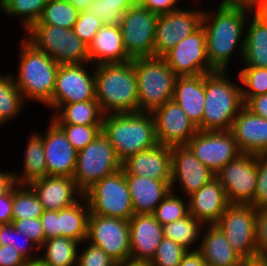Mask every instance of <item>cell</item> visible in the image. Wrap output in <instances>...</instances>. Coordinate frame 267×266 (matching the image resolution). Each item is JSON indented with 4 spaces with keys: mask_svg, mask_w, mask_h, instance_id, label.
<instances>
[{
    "mask_svg": "<svg viewBox=\"0 0 267 266\" xmlns=\"http://www.w3.org/2000/svg\"><path fill=\"white\" fill-rule=\"evenodd\" d=\"M262 255H263V256L265 257V259L267 260V251L264 252Z\"/></svg>",
    "mask_w": 267,
    "mask_h": 266,
    "instance_id": "cell-65",
    "label": "cell"
},
{
    "mask_svg": "<svg viewBox=\"0 0 267 266\" xmlns=\"http://www.w3.org/2000/svg\"><path fill=\"white\" fill-rule=\"evenodd\" d=\"M152 114L158 144L183 146L198 132V128L174 100L165 102Z\"/></svg>",
    "mask_w": 267,
    "mask_h": 266,
    "instance_id": "cell-18",
    "label": "cell"
},
{
    "mask_svg": "<svg viewBox=\"0 0 267 266\" xmlns=\"http://www.w3.org/2000/svg\"><path fill=\"white\" fill-rule=\"evenodd\" d=\"M14 236H16V238ZM17 236L24 238L23 244L24 242L27 241L26 244L31 242L33 246L35 245L30 238L26 237V235H23L22 232L17 231L12 223L0 225V245L12 246L27 261L39 259L38 256L37 257L28 256L29 255L28 253L30 252L31 248L33 249V246L32 245L26 246V244L22 245V243L19 242V240L17 239L18 238Z\"/></svg>",
    "mask_w": 267,
    "mask_h": 266,
    "instance_id": "cell-46",
    "label": "cell"
},
{
    "mask_svg": "<svg viewBox=\"0 0 267 266\" xmlns=\"http://www.w3.org/2000/svg\"><path fill=\"white\" fill-rule=\"evenodd\" d=\"M22 42L19 75L16 80L14 78L15 85L24 100L30 98L52 108V93L60 65L26 39Z\"/></svg>",
    "mask_w": 267,
    "mask_h": 266,
    "instance_id": "cell-5",
    "label": "cell"
},
{
    "mask_svg": "<svg viewBox=\"0 0 267 266\" xmlns=\"http://www.w3.org/2000/svg\"><path fill=\"white\" fill-rule=\"evenodd\" d=\"M16 185L15 173L0 172V196L7 194Z\"/></svg>",
    "mask_w": 267,
    "mask_h": 266,
    "instance_id": "cell-57",
    "label": "cell"
},
{
    "mask_svg": "<svg viewBox=\"0 0 267 266\" xmlns=\"http://www.w3.org/2000/svg\"><path fill=\"white\" fill-rule=\"evenodd\" d=\"M46 4V0H0V8L5 13L25 15L26 31L39 20Z\"/></svg>",
    "mask_w": 267,
    "mask_h": 266,
    "instance_id": "cell-39",
    "label": "cell"
},
{
    "mask_svg": "<svg viewBox=\"0 0 267 266\" xmlns=\"http://www.w3.org/2000/svg\"><path fill=\"white\" fill-rule=\"evenodd\" d=\"M203 224L191 214L163 226L164 237L178 243L189 251V245L194 243Z\"/></svg>",
    "mask_w": 267,
    "mask_h": 266,
    "instance_id": "cell-37",
    "label": "cell"
},
{
    "mask_svg": "<svg viewBox=\"0 0 267 266\" xmlns=\"http://www.w3.org/2000/svg\"><path fill=\"white\" fill-rule=\"evenodd\" d=\"M173 100L198 128L202 124L205 101V74L177 77Z\"/></svg>",
    "mask_w": 267,
    "mask_h": 266,
    "instance_id": "cell-28",
    "label": "cell"
},
{
    "mask_svg": "<svg viewBox=\"0 0 267 266\" xmlns=\"http://www.w3.org/2000/svg\"><path fill=\"white\" fill-rule=\"evenodd\" d=\"M77 152L85 148L101 133L102 125L57 124Z\"/></svg>",
    "mask_w": 267,
    "mask_h": 266,
    "instance_id": "cell-43",
    "label": "cell"
},
{
    "mask_svg": "<svg viewBox=\"0 0 267 266\" xmlns=\"http://www.w3.org/2000/svg\"><path fill=\"white\" fill-rule=\"evenodd\" d=\"M162 57L178 77L198 76L215 71L207 58L203 26L178 42Z\"/></svg>",
    "mask_w": 267,
    "mask_h": 266,
    "instance_id": "cell-15",
    "label": "cell"
},
{
    "mask_svg": "<svg viewBox=\"0 0 267 266\" xmlns=\"http://www.w3.org/2000/svg\"><path fill=\"white\" fill-rule=\"evenodd\" d=\"M203 12L177 8L158 16L154 37V56L162 57L182 39L202 26Z\"/></svg>",
    "mask_w": 267,
    "mask_h": 266,
    "instance_id": "cell-16",
    "label": "cell"
},
{
    "mask_svg": "<svg viewBox=\"0 0 267 266\" xmlns=\"http://www.w3.org/2000/svg\"><path fill=\"white\" fill-rule=\"evenodd\" d=\"M131 6L128 0H93L88 11L100 18L103 25H119L123 13Z\"/></svg>",
    "mask_w": 267,
    "mask_h": 266,
    "instance_id": "cell-40",
    "label": "cell"
},
{
    "mask_svg": "<svg viewBox=\"0 0 267 266\" xmlns=\"http://www.w3.org/2000/svg\"><path fill=\"white\" fill-rule=\"evenodd\" d=\"M255 15L267 20V0H257Z\"/></svg>",
    "mask_w": 267,
    "mask_h": 266,
    "instance_id": "cell-61",
    "label": "cell"
},
{
    "mask_svg": "<svg viewBox=\"0 0 267 266\" xmlns=\"http://www.w3.org/2000/svg\"><path fill=\"white\" fill-rule=\"evenodd\" d=\"M21 266H44V265L39 259H37V260H32V261H26Z\"/></svg>",
    "mask_w": 267,
    "mask_h": 266,
    "instance_id": "cell-63",
    "label": "cell"
},
{
    "mask_svg": "<svg viewBox=\"0 0 267 266\" xmlns=\"http://www.w3.org/2000/svg\"><path fill=\"white\" fill-rule=\"evenodd\" d=\"M88 55L90 62H96V66L132 60L125 51L119 25H104L88 46Z\"/></svg>",
    "mask_w": 267,
    "mask_h": 266,
    "instance_id": "cell-27",
    "label": "cell"
},
{
    "mask_svg": "<svg viewBox=\"0 0 267 266\" xmlns=\"http://www.w3.org/2000/svg\"><path fill=\"white\" fill-rule=\"evenodd\" d=\"M86 205L84 208L80 201L74 205L60 209L58 211V224L61 231V237L71 238L79 243L87 241V227L89 216V204L87 199L82 196Z\"/></svg>",
    "mask_w": 267,
    "mask_h": 266,
    "instance_id": "cell-31",
    "label": "cell"
},
{
    "mask_svg": "<svg viewBox=\"0 0 267 266\" xmlns=\"http://www.w3.org/2000/svg\"><path fill=\"white\" fill-rule=\"evenodd\" d=\"M100 247L118 264L130 261L129 220L89 214L87 241Z\"/></svg>",
    "mask_w": 267,
    "mask_h": 266,
    "instance_id": "cell-11",
    "label": "cell"
},
{
    "mask_svg": "<svg viewBox=\"0 0 267 266\" xmlns=\"http://www.w3.org/2000/svg\"><path fill=\"white\" fill-rule=\"evenodd\" d=\"M23 174L20 177L15 174L17 184H28L35 179L47 176L44 145L39 134L33 135L27 144Z\"/></svg>",
    "mask_w": 267,
    "mask_h": 266,
    "instance_id": "cell-34",
    "label": "cell"
},
{
    "mask_svg": "<svg viewBox=\"0 0 267 266\" xmlns=\"http://www.w3.org/2000/svg\"><path fill=\"white\" fill-rule=\"evenodd\" d=\"M188 214L189 207L184 205L183 200L179 196H175L173 191H170L158 204L152 215L162 226H164L182 219Z\"/></svg>",
    "mask_w": 267,
    "mask_h": 266,
    "instance_id": "cell-42",
    "label": "cell"
},
{
    "mask_svg": "<svg viewBox=\"0 0 267 266\" xmlns=\"http://www.w3.org/2000/svg\"><path fill=\"white\" fill-rule=\"evenodd\" d=\"M35 193L44 210L59 211L74 205L75 192L83 196L75 180L69 176L47 175L27 184Z\"/></svg>",
    "mask_w": 267,
    "mask_h": 266,
    "instance_id": "cell-21",
    "label": "cell"
},
{
    "mask_svg": "<svg viewBox=\"0 0 267 266\" xmlns=\"http://www.w3.org/2000/svg\"><path fill=\"white\" fill-rule=\"evenodd\" d=\"M122 169L125 175L171 181V146L157 144L153 148L140 151L123 161Z\"/></svg>",
    "mask_w": 267,
    "mask_h": 266,
    "instance_id": "cell-24",
    "label": "cell"
},
{
    "mask_svg": "<svg viewBox=\"0 0 267 266\" xmlns=\"http://www.w3.org/2000/svg\"><path fill=\"white\" fill-rule=\"evenodd\" d=\"M83 196L89 204V214L125 220L135 214L122 168L96 182Z\"/></svg>",
    "mask_w": 267,
    "mask_h": 266,
    "instance_id": "cell-8",
    "label": "cell"
},
{
    "mask_svg": "<svg viewBox=\"0 0 267 266\" xmlns=\"http://www.w3.org/2000/svg\"><path fill=\"white\" fill-rule=\"evenodd\" d=\"M189 198L187 203L189 214L204 225L205 223L210 225L216 224L230 204L224 187L216 178H213L191 194Z\"/></svg>",
    "mask_w": 267,
    "mask_h": 266,
    "instance_id": "cell-25",
    "label": "cell"
},
{
    "mask_svg": "<svg viewBox=\"0 0 267 266\" xmlns=\"http://www.w3.org/2000/svg\"><path fill=\"white\" fill-rule=\"evenodd\" d=\"M79 242L67 237H56L45 240L41 248L46 254L39 257L44 266H74L77 264Z\"/></svg>",
    "mask_w": 267,
    "mask_h": 266,
    "instance_id": "cell-33",
    "label": "cell"
},
{
    "mask_svg": "<svg viewBox=\"0 0 267 266\" xmlns=\"http://www.w3.org/2000/svg\"><path fill=\"white\" fill-rule=\"evenodd\" d=\"M12 224L17 231L30 238L38 249L45 242V233L40 218L12 220Z\"/></svg>",
    "mask_w": 267,
    "mask_h": 266,
    "instance_id": "cell-48",
    "label": "cell"
},
{
    "mask_svg": "<svg viewBox=\"0 0 267 266\" xmlns=\"http://www.w3.org/2000/svg\"><path fill=\"white\" fill-rule=\"evenodd\" d=\"M129 226L130 261L149 263L164 238L163 226L152 214H134Z\"/></svg>",
    "mask_w": 267,
    "mask_h": 266,
    "instance_id": "cell-20",
    "label": "cell"
},
{
    "mask_svg": "<svg viewBox=\"0 0 267 266\" xmlns=\"http://www.w3.org/2000/svg\"><path fill=\"white\" fill-rule=\"evenodd\" d=\"M244 106L257 116L267 119V94L249 98Z\"/></svg>",
    "mask_w": 267,
    "mask_h": 266,
    "instance_id": "cell-54",
    "label": "cell"
},
{
    "mask_svg": "<svg viewBox=\"0 0 267 266\" xmlns=\"http://www.w3.org/2000/svg\"><path fill=\"white\" fill-rule=\"evenodd\" d=\"M256 244L258 254L267 251V208L257 210Z\"/></svg>",
    "mask_w": 267,
    "mask_h": 266,
    "instance_id": "cell-50",
    "label": "cell"
},
{
    "mask_svg": "<svg viewBox=\"0 0 267 266\" xmlns=\"http://www.w3.org/2000/svg\"><path fill=\"white\" fill-rule=\"evenodd\" d=\"M26 261L12 246L0 245V266H21Z\"/></svg>",
    "mask_w": 267,
    "mask_h": 266,
    "instance_id": "cell-52",
    "label": "cell"
},
{
    "mask_svg": "<svg viewBox=\"0 0 267 266\" xmlns=\"http://www.w3.org/2000/svg\"><path fill=\"white\" fill-rule=\"evenodd\" d=\"M77 266H117L118 263L107 255L100 247L89 244L86 249L79 254Z\"/></svg>",
    "mask_w": 267,
    "mask_h": 266,
    "instance_id": "cell-49",
    "label": "cell"
},
{
    "mask_svg": "<svg viewBox=\"0 0 267 266\" xmlns=\"http://www.w3.org/2000/svg\"><path fill=\"white\" fill-rule=\"evenodd\" d=\"M215 178V173L201 163L185 146L171 147V191L176 180L191 195Z\"/></svg>",
    "mask_w": 267,
    "mask_h": 266,
    "instance_id": "cell-19",
    "label": "cell"
},
{
    "mask_svg": "<svg viewBox=\"0 0 267 266\" xmlns=\"http://www.w3.org/2000/svg\"><path fill=\"white\" fill-rule=\"evenodd\" d=\"M122 168V162L110 141L101 132L85 148L77 152L76 167L72 178L84 194L104 177Z\"/></svg>",
    "mask_w": 267,
    "mask_h": 266,
    "instance_id": "cell-9",
    "label": "cell"
},
{
    "mask_svg": "<svg viewBox=\"0 0 267 266\" xmlns=\"http://www.w3.org/2000/svg\"><path fill=\"white\" fill-rule=\"evenodd\" d=\"M246 10L248 9L218 7L216 16L203 12L202 26L206 33L207 58L215 71H226L232 52L243 34ZM211 16L213 21L210 20Z\"/></svg>",
    "mask_w": 267,
    "mask_h": 266,
    "instance_id": "cell-3",
    "label": "cell"
},
{
    "mask_svg": "<svg viewBox=\"0 0 267 266\" xmlns=\"http://www.w3.org/2000/svg\"><path fill=\"white\" fill-rule=\"evenodd\" d=\"M100 18L95 17L88 10L79 13L78 19L73 26L74 33L89 46L96 33L103 27Z\"/></svg>",
    "mask_w": 267,
    "mask_h": 266,
    "instance_id": "cell-45",
    "label": "cell"
},
{
    "mask_svg": "<svg viewBox=\"0 0 267 266\" xmlns=\"http://www.w3.org/2000/svg\"><path fill=\"white\" fill-rule=\"evenodd\" d=\"M198 251L203 256L206 266H237L243 258L228 243L221 229L209 225Z\"/></svg>",
    "mask_w": 267,
    "mask_h": 266,
    "instance_id": "cell-29",
    "label": "cell"
},
{
    "mask_svg": "<svg viewBox=\"0 0 267 266\" xmlns=\"http://www.w3.org/2000/svg\"><path fill=\"white\" fill-rule=\"evenodd\" d=\"M240 46L246 67L267 68V20L254 15Z\"/></svg>",
    "mask_w": 267,
    "mask_h": 266,
    "instance_id": "cell-30",
    "label": "cell"
},
{
    "mask_svg": "<svg viewBox=\"0 0 267 266\" xmlns=\"http://www.w3.org/2000/svg\"><path fill=\"white\" fill-rule=\"evenodd\" d=\"M178 266H206L201 253L196 249L188 251Z\"/></svg>",
    "mask_w": 267,
    "mask_h": 266,
    "instance_id": "cell-56",
    "label": "cell"
},
{
    "mask_svg": "<svg viewBox=\"0 0 267 266\" xmlns=\"http://www.w3.org/2000/svg\"><path fill=\"white\" fill-rule=\"evenodd\" d=\"M17 186L12 188V220L40 218L44 209L33 190L27 184Z\"/></svg>",
    "mask_w": 267,
    "mask_h": 266,
    "instance_id": "cell-35",
    "label": "cell"
},
{
    "mask_svg": "<svg viewBox=\"0 0 267 266\" xmlns=\"http://www.w3.org/2000/svg\"><path fill=\"white\" fill-rule=\"evenodd\" d=\"M79 11L66 0L47 1L42 15L35 24H48L72 29L76 23Z\"/></svg>",
    "mask_w": 267,
    "mask_h": 266,
    "instance_id": "cell-36",
    "label": "cell"
},
{
    "mask_svg": "<svg viewBox=\"0 0 267 266\" xmlns=\"http://www.w3.org/2000/svg\"><path fill=\"white\" fill-rule=\"evenodd\" d=\"M157 14L146 7L132 5L119 23L126 53L133 59L154 56V37Z\"/></svg>",
    "mask_w": 267,
    "mask_h": 266,
    "instance_id": "cell-12",
    "label": "cell"
},
{
    "mask_svg": "<svg viewBox=\"0 0 267 266\" xmlns=\"http://www.w3.org/2000/svg\"><path fill=\"white\" fill-rule=\"evenodd\" d=\"M185 146L215 174L227 163L242 154L231 130H198Z\"/></svg>",
    "mask_w": 267,
    "mask_h": 266,
    "instance_id": "cell-14",
    "label": "cell"
},
{
    "mask_svg": "<svg viewBox=\"0 0 267 266\" xmlns=\"http://www.w3.org/2000/svg\"><path fill=\"white\" fill-rule=\"evenodd\" d=\"M256 221L257 209L253 205L230 203L216 225L232 248L244 259L258 255Z\"/></svg>",
    "mask_w": 267,
    "mask_h": 266,
    "instance_id": "cell-10",
    "label": "cell"
},
{
    "mask_svg": "<svg viewBox=\"0 0 267 266\" xmlns=\"http://www.w3.org/2000/svg\"><path fill=\"white\" fill-rule=\"evenodd\" d=\"M257 0H222L219 7H230V8H244L253 9L255 8Z\"/></svg>",
    "mask_w": 267,
    "mask_h": 266,
    "instance_id": "cell-58",
    "label": "cell"
},
{
    "mask_svg": "<svg viewBox=\"0 0 267 266\" xmlns=\"http://www.w3.org/2000/svg\"><path fill=\"white\" fill-rule=\"evenodd\" d=\"M128 2L131 4V5H139L142 3V0H128Z\"/></svg>",
    "mask_w": 267,
    "mask_h": 266,
    "instance_id": "cell-64",
    "label": "cell"
},
{
    "mask_svg": "<svg viewBox=\"0 0 267 266\" xmlns=\"http://www.w3.org/2000/svg\"><path fill=\"white\" fill-rule=\"evenodd\" d=\"M177 1L178 0H142L141 5L152 13L161 15L177 9V7H175Z\"/></svg>",
    "mask_w": 267,
    "mask_h": 266,
    "instance_id": "cell-53",
    "label": "cell"
},
{
    "mask_svg": "<svg viewBox=\"0 0 267 266\" xmlns=\"http://www.w3.org/2000/svg\"><path fill=\"white\" fill-rule=\"evenodd\" d=\"M42 137L47 175L72 177L76 167L77 151L63 130L53 121Z\"/></svg>",
    "mask_w": 267,
    "mask_h": 266,
    "instance_id": "cell-22",
    "label": "cell"
},
{
    "mask_svg": "<svg viewBox=\"0 0 267 266\" xmlns=\"http://www.w3.org/2000/svg\"><path fill=\"white\" fill-rule=\"evenodd\" d=\"M117 266H150V265H149V263H140V262L128 261L125 263L118 264Z\"/></svg>",
    "mask_w": 267,
    "mask_h": 266,
    "instance_id": "cell-62",
    "label": "cell"
},
{
    "mask_svg": "<svg viewBox=\"0 0 267 266\" xmlns=\"http://www.w3.org/2000/svg\"><path fill=\"white\" fill-rule=\"evenodd\" d=\"M135 214H153L158 204L171 191V181L125 175Z\"/></svg>",
    "mask_w": 267,
    "mask_h": 266,
    "instance_id": "cell-26",
    "label": "cell"
},
{
    "mask_svg": "<svg viewBox=\"0 0 267 266\" xmlns=\"http://www.w3.org/2000/svg\"><path fill=\"white\" fill-rule=\"evenodd\" d=\"M109 114L103 117L101 132L121 162L158 144L152 112Z\"/></svg>",
    "mask_w": 267,
    "mask_h": 266,
    "instance_id": "cell-2",
    "label": "cell"
},
{
    "mask_svg": "<svg viewBox=\"0 0 267 266\" xmlns=\"http://www.w3.org/2000/svg\"><path fill=\"white\" fill-rule=\"evenodd\" d=\"M187 252L188 250L178 243L164 237L149 265L178 266Z\"/></svg>",
    "mask_w": 267,
    "mask_h": 266,
    "instance_id": "cell-44",
    "label": "cell"
},
{
    "mask_svg": "<svg viewBox=\"0 0 267 266\" xmlns=\"http://www.w3.org/2000/svg\"><path fill=\"white\" fill-rule=\"evenodd\" d=\"M62 107L64 108L61 114L52 119L56 124L102 125L104 115L96 99L61 104L57 110H62Z\"/></svg>",
    "mask_w": 267,
    "mask_h": 266,
    "instance_id": "cell-32",
    "label": "cell"
},
{
    "mask_svg": "<svg viewBox=\"0 0 267 266\" xmlns=\"http://www.w3.org/2000/svg\"><path fill=\"white\" fill-rule=\"evenodd\" d=\"M95 96L101 111L113 114L138 112L137 76L133 59L124 63L97 65Z\"/></svg>",
    "mask_w": 267,
    "mask_h": 266,
    "instance_id": "cell-1",
    "label": "cell"
},
{
    "mask_svg": "<svg viewBox=\"0 0 267 266\" xmlns=\"http://www.w3.org/2000/svg\"><path fill=\"white\" fill-rule=\"evenodd\" d=\"M238 77L248 88H241L244 103L251 97L267 94V68L245 67Z\"/></svg>",
    "mask_w": 267,
    "mask_h": 266,
    "instance_id": "cell-41",
    "label": "cell"
},
{
    "mask_svg": "<svg viewBox=\"0 0 267 266\" xmlns=\"http://www.w3.org/2000/svg\"><path fill=\"white\" fill-rule=\"evenodd\" d=\"M69 4H71L74 8H76L79 12L87 11L90 7V4L93 0H66Z\"/></svg>",
    "mask_w": 267,
    "mask_h": 266,
    "instance_id": "cell-60",
    "label": "cell"
},
{
    "mask_svg": "<svg viewBox=\"0 0 267 266\" xmlns=\"http://www.w3.org/2000/svg\"><path fill=\"white\" fill-rule=\"evenodd\" d=\"M231 132L241 153L267 155V119L245 106L233 121Z\"/></svg>",
    "mask_w": 267,
    "mask_h": 266,
    "instance_id": "cell-23",
    "label": "cell"
},
{
    "mask_svg": "<svg viewBox=\"0 0 267 266\" xmlns=\"http://www.w3.org/2000/svg\"><path fill=\"white\" fill-rule=\"evenodd\" d=\"M215 178L224 187L229 203L254 206L257 183L256 155L240 154L222 167L215 174Z\"/></svg>",
    "mask_w": 267,
    "mask_h": 266,
    "instance_id": "cell-13",
    "label": "cell"
},
{
    "mask_svg": "<svg viewBox=\"0 0 267 266\" xmlns=\"http://www.w3.org/2000/svg\"><path fill=\"white\" fill-rule=\"evenodd\" d=\"M25 101L15 85L14 77L0 75V124L18 115Z\"/></svg>",
    "mask_w": 267,
    "mask_h": 266,
    "instance_id": "cell-38",
    "label": "cell"
},
{
    "mask_svg": "<svg viewBox=\"0 0 267 266\" xmlns=\"http://www.w3.org/2000/svg\"><path fill=\"white\" fill-rule=\"evenodd\" d=\"M257 183L254 194V207L267 208V155H256Z\"/></svg>",
    "mask_w": 267,
    "mask_h": 266,
    "instance_id": "cell-47",
    "label": "cell"
},
{
    "mask_svg": "<svg viewBox=\"0 0 267 266\" xmlns=\"http://www.w3.org/2000/svg\"><path fill=\"white\" fill-rule=\"evenodd\" d=\"M26 40L51 59L62 64H85L90 62L88 46L74 33L48 24H33Z\"/></svg>",
    "mask_w": 267,
    "mask_h": 266,
    "instance_id": "cell-7",
    "label": "cell"
},
{
    "mask_svg": "<svg viewBox=\"0 0 267 266\" xmlns=\"http://www.w3.org/2000/svg\"><path fill=\"white\" fill-rule=\"evenodd\" d=\"M40 219L45 233V240L61 237L58 224V211L44 210Z\"/></svg>",
    "mask_w": 267,
    "mask_h": 266,
    "instance_id": "cell-51",
    "label": "cell"
},
{
    "mask_svg": "<svg viewBox=\"0 0 267 266\" xmlns=\"http://www.w3.org/2000/svg\"><path fill=\"white\" fill-rule=\"evenodd\" d=\"M88 72L81 64H62L59 66L54 90L52 108L61 104H70L95 100V74Z\"/></svg>",
    "mask_w": 267,
    "mask_h": 266,
    "instance_id": "cell-17",
    "label": "cell"
},
{
    "mask_svg": "<svg viewBox=\"0 0 267 266\" xmlns=\"http://www.w3.org/2000/svg\"><path fill=\"white\" fill-rule=\"evenodd\" d=\"M133 65L137 76L138 112H153L173 100L178 76L163 57L133 58Z\"/></svg>",
    "mask_w": 267,
    "mask_h": 266,
    "instance_id": "cell-6",
    "label": "cell"
},
{
    "mask_svg": "<svg viewBox=\"0 0 267 266\" xmlns=\"http://www.w3.org/2000/svg\"><path fill=\"white\" fill-rule=\"evenodd\" d=\"M12 223V189L0 196V225Z\"/></svg>",
    "mask_w": 267,
    "mask_h": 266,
    "instance_id": "cell-55",
    "label": "cell"
},
{
    "mask_svg": "<svg viewBox=\"0 0 267 266\" xmlns=\"http://www.w3.org/2000/svg\"><path fill=\"white\" fill-rule=\"evenodd\" d=\"M243 266H267V260L261 254L244 258L242 260Z\"/></svg>",
    "mask_w": 267,
    "mask_h": 266,
    "instance_id": "cell-59",
    "label": "cell"
},
{
    "mask_svg": "<svg viewBox=\"0 0 267 266\" xmlns=\"http://www.w3.org/2000/svg\"><path fill=\"white\" fill-rule=\"evenodd\" d=\"M225 71L205 74V101L201 131H228L244 106L239 86L228 80Z\"/></svg>",
    "mask_w": 267,
    "mask_h": 266,
    "instance_id": "cell-4",
    "label": "cell"
}]
</instances>
